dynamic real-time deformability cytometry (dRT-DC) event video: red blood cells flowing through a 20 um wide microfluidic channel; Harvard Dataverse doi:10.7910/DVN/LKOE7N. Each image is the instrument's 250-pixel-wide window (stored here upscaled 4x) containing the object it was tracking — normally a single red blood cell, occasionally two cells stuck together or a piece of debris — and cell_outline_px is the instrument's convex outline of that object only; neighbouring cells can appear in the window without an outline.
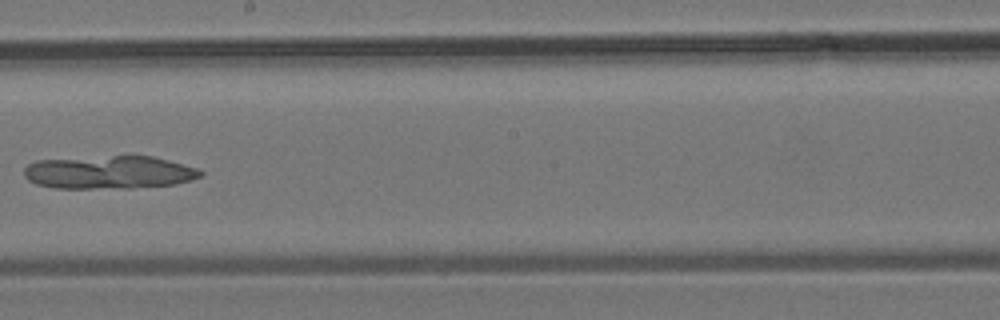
{"species": "common noctule bat (a hibernating species)", "species_latin": "Nyctalus noctula", "temperature_condition": "room temperature", "stored_images_in_passage": 7, "camera_frame_rate_fps": 3000, "um_per_image_px": 0.085, "animal": {"sex": "male", "body_mass_g": 19.2, "forearm_length_mm": 51.8}, "frame": {"image": 1, "passage_image": 7, "time_ms": 7.667, "image_size_px": [1000, 320], "cell_outline_px": [[204, 172], [200, 176], [192, 180], [176, 184], [132, 188], [56, 188], [36, 184], [28, 180], [24, 176], [24, 168], [28, 164], [36, 160], [112, 156], [152, 156], [168, 160], [196, 168]], "centroid_in_image_um": [9.26, 14.65], "position_along_channel_um": 238.9, "area_um2": 33.99}}